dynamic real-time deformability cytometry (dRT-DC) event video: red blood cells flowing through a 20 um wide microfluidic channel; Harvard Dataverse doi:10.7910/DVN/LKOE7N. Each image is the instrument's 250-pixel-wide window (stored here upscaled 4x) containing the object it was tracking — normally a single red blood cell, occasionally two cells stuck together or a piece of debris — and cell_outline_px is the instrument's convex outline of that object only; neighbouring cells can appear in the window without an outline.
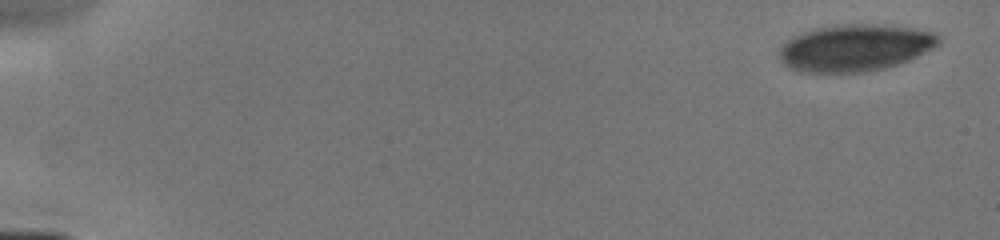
{"species": "human", "species_latin": "Homo sapiens", "temperature_condition": "cold", "stored_images_in_passage": 31, "camera_frame_rate_fps": 3000, "um_per_image_px": 0.085, "donor": {"sex": "male"}, "frame": {"image": 1, "passage_image": 1, "time_ms": 0.0, "image_size_px": [1000, 240], "cell_outline_px": [[940, 44], [900, 64], [884, 68], [864, 72], [800, 72], [788, 68], [780, 60], [780, 48], [792, 36], [816, 28], [836, 24], [884, 24], [912, 28], [932, 32], [940, 36]], "centroid_in_image_um": [72.67, 4.06], "position_along_channel_um": 12.3, "area_um2": 43.58}}
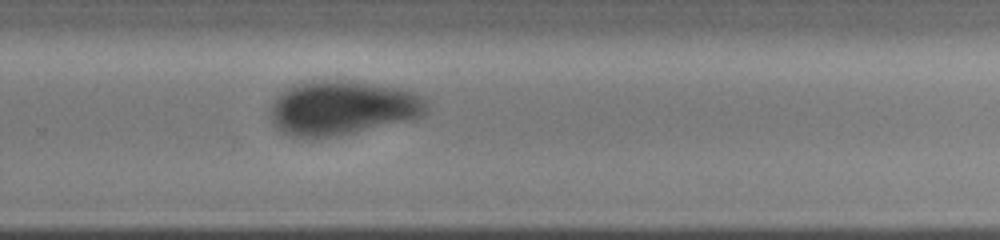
{"frame": {"image": 2, "passage_image": 21, "time_ms": 10.667, "image_size_px": [1000, 240], "cell_outline_px": [[428, 112], [424, 116], [412, 120], [336, 136], [316, 140], [312, 140], [288, 136], [280, 132], [272, 124], [272, 104], [276, 96], [280, 92], [292, 84], [312, 80], [336, 80], [372, 84], [400, 88], [416, 92], [424, 96], [428, 100]], "centroid_in_image_um": [29.11, 9.19], "position_along_channel_um": 300.7, "area_um2": 50.52}}
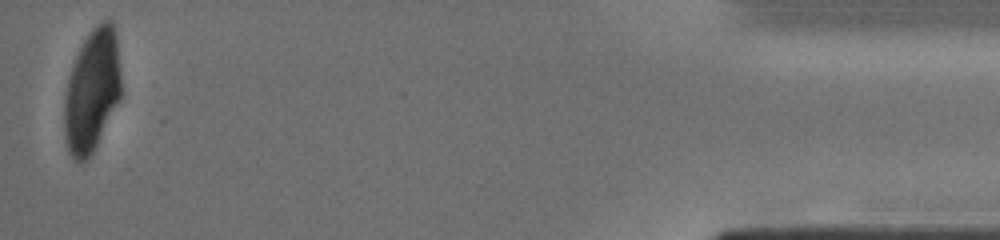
{"frame": {"image": 3, "passage_image": 31, "time_ms": 15.333, "image_size_px": [1000, 240], "cell_outline_px": [[120, 100], [92, 152], [80, 164], [76, 164], [68, 152], [64, 136], [64, 96], [68, 76], [76, 56], [84, 40], [92, 28], [96, 24], [104, 20], [112, 20], [116, 32], [120, 72]], "centroid_in_image_um": [7.8, 7.72], "position_along_channel_um": 427.4, "area_um2": 40.75}}